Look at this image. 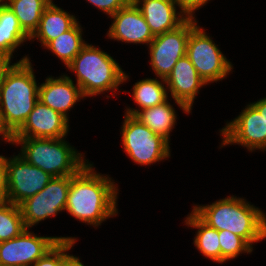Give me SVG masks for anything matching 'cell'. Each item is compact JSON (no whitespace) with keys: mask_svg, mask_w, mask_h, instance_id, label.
Listing matches in <instances>:
<instances>
[{"mask_svg":"<svg viewBox=\"0 0 266 266\" xmlns=\"http://www.w3.org/2000/svg\"><path fill=\"white\" fill-rule=\"evenodd\" d=\"M77 22L74 15L56 6L52 1L45 8L39 26L30 40L36 38L45 47L51 40L71 29Z\"/></svg>","mask_w":266,"mask_h":266,"instance_id":"obj_18","label":"cell"},{"mask_svg":"<svg viewBox=\"0 0 266 266\" xmlns=\"http://www.w3.org/2000/svg\"><path fill=\"white\" fill-rule=\"evenodd\" d=\"M7 1V2H6ZM5 4L18 19L22 30L31 37L37 30L45 8L52 0H6ZM9 1V2H8Z\"/></svg>","mask_w":266,"mask_h":266,"instance_id":"obj_23","label":"cell"},{"mask_svg":"<svg viewBox=\"0 0 266 266\" xmlns=\"http://www.w3.org/2000/svg\"><path fill=\"white\" fill-rule=\"evenodd\" d=\"M8 193L7 202L20 205L27 198L44 189L53 178L41 168L28 163L19 154L6 158Z\"/></svg>","mask_w":266,"mask_h":266,"instance_id":"obj_10","label":"cell"},{"mask_svg":"<svg viewBox=\"0 0 266 266\" xmlns=\"http://www.w3.org/2000/svg\"><path fill=\"white\" fill-rule=\"evenodd\" d=\"M26 228L13 239L0 242V266H32L61 239L72 237H39Z\"/></svg>","mask_w":266,"mask_h":266,"instance_id":"obj_11","label":"cell"},{"mask_svg":"<svg viewBox=\"0 0 266 266\" xmlns=\"http://www.w3.org/2000/svg\"><path fill=\"white\" fill-rule=\"evenodd\" d=\"M219 243L221 248V264L227 260L236 258L240 253H251L253 248L240 236L231 231H219Z\"/></svg>","mask_w":266,"mask_h":266,"instance_id":"obj_26","label":"cell"},{"mask_svg":"<svg viewBox=\"0 0 266 266\" xmlns=\"http://www.w3.org/2000/svg\"><path fill=\"white\" fill-rule=\"evenodd\" d=\"M0 136L2 137L3 140L14 144V134L6 126L1 111H0Z\"/></svg>","mask_w":266,"mask_h":266,"instance_id":"obj_32","label":"cell"},{"mask_svg":"<svg viewBox=\"0 0 266 266\" xmlns=\"http://www.w3.org/2000/svg\"><path fill=\"white\" fill-rule=\"evenodd\" d=\"M84 98L80 87L73 83V80L67 76L48 77L45 82L39 86L38 100L54 111L61 113L67 119L68 110H70L79 99Z\"/></svg>","mask_w":266,"mask_h":266,"instance_id":"obj_17","label":"cell"},{"mask_svg":"<svg viewBox=\"0 0 266 266\" xmlns=\"http://www.w3.org/2000/svg\"><path fill=\"white\" fill-rule=\"evenodd\" d=\"M131 0H87L110 17L125 7Z\"/></svg>","mask_w":266,"mask_h":266,"instance_id":"obj_28","label":"cell"},{"mask_svg":"<svg viewBox=\"0 0 266 266\" xmlns=\"http://www.w3.org/2000/svg\"><path fill=\"white\" fill-rule=\"evenodd\" d=\"M261 115L264 116L266 122V97L257 102L250 103Z\"/></svg>","mask_w":266,"mask_h":266,"instance_id":"obj_33","label":"cell"},{"mask_svg":"<svg viewBox=\"0 0 266 266\" xmlns=\"http://www.w3.org/2000/svg\"><path fill=\"white\" fill-rule=\"evenodd\" d=\"M71 176L53 177L40 192L27 198L19 206L26 228L66 209Z\"/></svg>","mask_w":266,"mask_h":266,"instance_id":"obj_9","label":"cell"},{"mask_svg":"<svg viewBox=\"0 0 266 266\" xmlns=\"http://www.w3.org/2000/svg\"><path fill=\"white\" fill-rule=\"evenodd\" d=\"M204 223L217 231L228 230L242 237L252 248L266 238V215L244 198L228 196L192 210Z\"/></svg>","mask_w":266,"mask_h":266,"instance_id":"obj_2","label":"cell"},{"mask_svg":"<svg viewBox=\"0 0 266 266\" xmlns=\"http://www.w3.org/2000/svg\"><path fill=\"white\" fill-rule=\"evenodd\" d=\"M63 266H84L80 259L77 256L69 254L65 259Z\"/></svg>","mask_w":266,"mask_h":266,"instance_id":"obj_34","label":"cell"},{"mask_svg":"<svg viewBox=\"0 0 266 266\" xmlns=\"http://www.w3.org/2000/svg\"><path fill=\"white\" fill-rule=\"evenodd\" d=\"M5 4L4 0H0V8Z\"/></svg>","mask_w":266,"mask_h":266,"instance_id":"obj_35","label":"cell"},{"mask_svg":"<svg viewBox=\"0 0 266 266\" xmlns=\"http://www.w3.org/2000/svg\"><path fill=\"white\" fill-rule=\"evenodd\" d=\"M186 56L207 84L224 79L233 69L231 62L197 23L190 30Z\"/></svg>","mask_w":266,"mask_h":266,"instance_id":"obj_7","label":"cell"},{"mask_svg":"<svg viewBox=\"0 0 266 266\" xmlns=\"http://www.w3.org/2000/svg\"><path fill=\"white\" fill-rule=\"evenodd\" d=\"M163 82V83H162ZM163 84H166L165 79L161 81L157 79H143L135 83L133 87V98L135 103L141 109H126V114L135 116L140 110L150 108L165 102L168 98L167 90Z\"/></svg>","mask_w":266,"mask_h":266,"instance_id":"obj_21","label":"cell"},{"mask_svg":"<svg viewBox=\"0 0 266 266\" xmlns=\"http://www.w3.org/2000/svg\"><path fill=\"white\" fill-rule=\"evenodd\" d=\"M69 119L37 101L14 138H63L69 129Z\"/></svg>","mask_w":266,"mask_h":266,"instance_id":"obj_13","label":"cell"},{"mask_svg":"<svg viewBox=\"0 0 266 266\" xmlns=\"http://www.w3.org/2000/svg\"><path fill=\"white\" fill-rule=\"evenodd\" d=\"M196 22L195 17L188 18L175 30L156 35L149 44L150 65L157 77L166 79L177 61L186 56L190 30Z\"/></svg>","mask_w":266,"mask_h":266,"instance_id":"obj_8","label":"cell"},{"mask_svg":"<svg viewBox=\"0 0 266 266\" xmlns=\"http://www.w3.org/2000/svg\"><path fill=\"white\" fill-rule=\"evenodd\" d=\"M27 39L30 37L22 30L17 17L4 4L0 8V51L12 57L15 49Z\"/></svg>","mask_w":266,"mask_h":266,"instance_id":"obj_22","label":"cell"},{"mask_svg":"<svg viewBox=\"0 0 266 266\" xmlns=\"http://www.w3.org/2000/svg\"><path fill=\"white\" fill-rule=\"evenodd\" d=\"M21 144V154L28 163L41 168L53 177L71 176L87 163L83 155L65 141L55 138H14Z\"/></svg>","mask_w":266,"mask_h":266,"instance_id":"obj_5","label":"cell"},{"mask_svg":"<svg viewBox=\"0 0 266 266\" xmlns=\"http://www.w3.org/2000/svg\"><path fill=\"white\" fill-rule=\"evenodd\" d=\"M222 146L240 144L249 151L266 150V122L251 104L220 130Z\"/></svg>","mask_w":266,"mask_h":266,"instance_id":"obj_12","label":"cell"},{"mask_svg":"<svg viewBox=\"0 0 266 266\" xmlns=\"http://www.w3.org/2000/svg\"><path fill=\"white\" fill-rule=\"evenodd\" d=\"M30 59L25 56L7 71L0 88V111L9 130L15 134L38 101L39 86Z\"/></svg>","mask_w":266,"mask_h":266,"instance_id":"obj_3","label":"cell"},{"mask_svg":"<svg viewBox=\"0 0 266 266\" xmlns=\"http://www.w3.org/2000/svg\"><path fill=\"white\" fill-rule=\"evenodd\" d=\"M80 26L77 22L71 29L51 40L45 46L62 60L66 67L87 44L82 38V28Z\"/></svg>","mask_w":266,"mask_h":266,"instance_id":"obj_24","label":"cell"},{"mask_svg":"<svg viewBox=\"0 0 266 266\" xmlns=\"http://www.w3.org/2000/svg\"><path fill=\"white\" fill-rule=\"evenodd\" d=\"M111 18L114 20L107 33L111 39L149 45L155 37L138 6L132 0Z\"/></svg>","mask_w":266,"mask_h":266,"instance_id":"obj_15","label":"cell"},{"mask_svg":"<svg viewBox=\"0 0 266 266\" xmlns=\"http://www.w3.org/2000/svg\"><path fill=\"white\" fill-rule=\"evenodd\" d=\"M77 239H61L50 251L38 259L32 266H63L64 259L69 255L70 250Z\"/></svg>","mask_w":266,"mask_h":266,"instance_id":"obj_27","label":"cell"},{"mask_svg":"<svg viewBox=\"0 0 266 266\" xmlns=\"http://www.w3.org/2000/svg\"><path fill=\"white\" fill-rule=\"evenodd\" d=\"M121 132L124 151L137 164L150 165L169 158V142L135 116L125 114Z\"/></svg>","mask_w":266,"mask_h":266,"instance_id":"obj_6","label":"cell"},{"mask_svg":"<svg viewBox=\"0 0 266 266\" xmlns=\"http://www.w3.org/2000/svg\"><path fill=\"white\" fill-rule=\"evenodd\" d=\"M132 1L138 6L154 36L175 30L189 18L182 11L176 12L174 0Z\"/></svg>","mask_w":266,"mask_h":266,"instance_id":"obj_16","label":"cell"},{"mask_svg":"<svg viewBox=\"0 0 266 266\" xmlns=\"http://www.w3.org/2000/svg\"><path fill=\"white\" fill-rule=\"evenodd\" d=\"M210 0H174L180 11L184 12L189 18H193L195 10L200 9Z\"/></svg>","mask_w":266,"mask_h":266,"instance_id":"obj_29","label":"cell"},{"mask_svg":"<svg viewBox=\"0 0 266 266\" xmlns=\"http://www.w3.org/2000/svg\"><path fill=\"white\" fill-rule=\"evenodd\" d=\"M25 229L20 206L10 202L0 203V242L15 238Z\"/></svg>","mask_w":266,"mask_h":266,"instance_id":"obj_25","label":"cell"},{"mask_svg":"<svg viewBox=\"0 0 266 266\" xmlns=\"http://www.w3.org/2000/svg\"><path fill=\"white\" fill-rule=\"evenodd\" d=\"M93 167L87 161L78 173L71 175L65 210L75 219L96 227L118 214V188L112 178L94 172Z\"/></svg>","mask_w":266,"mask_h":266,"instance_id":"obj_1","label":"cell"},{"mask_svg":"<svg viewBox=\"0 0 266 266\" xmlns=\"http://www.w3.org/2000/svg\"><path fill=\"white\" fill-rule=\"evenodd\" d=\"M67 68L77 76L84 97L118 90L128 79L119 64L104 51L86 44Z\"/></svg>","mask_w":266,"mask_h":266,"instance_id":"obj_4","label":"cell"},{"mask_svg":"<svg viewBox=\"0 0 266 266\" xmlns=\"http://www.w3.org/2000/svg\"><path fill=\"white\" fill-rule=\"evenodd\" d=\"M165 82L171 97L185 113L191 111L199 89L207 84L187 56L177 61Z\"/></svg>","mask_w":266,"mask_h":266,"instance_id":"obj_14","label":"cell"},{"mask_svg":"<svg viewBox=\"0 0 266 266\" xmlns=\"http://www.w3.org/2000/svg\"><path fill=\"white\" fill-rule=\"evenodd\" d=\"M11 58L9 55L0 51V88L3 84L4 77L7 71L13 66L11 64Z\"/></svg>","mask_w":266,"mask_h":266,"instance_id":"obj_31","label":"cell"},{"mask_svg":"<svg viewBox=\"0 0 266 266\" xmlns=\"http://www.w3.org/2000/svg\"><path fill=\"white\" fill-rule=\"evenodd\" d=\"M8 176L6 157L0 155V203L7 202Z\"/></svg>","mask_w":266,"mask_h":266,"instance_id":"obj_30","label":"cell"},{"mask_svg":"<svg viewBox=\"0 0 266 266\" xmlns=\"http://www.w3.org/2000/svg\"><path fill=\"white\" fill-rule=\"evenodd\" d=\"M186 225L197 230L194 238L195 247L203 256L221 264V248L219 243V231L209 227L193 211L185 220Z\"/></svg>","mask_w":266,"mask_h":266,"instance_id":"obj_20","label":"cell"},{"mask_svg":"<svg viewBox=\"0 0 266 266\" xmlns=\"http://www.w3.org/2000/svg\"><path fill=\"white\" fill-rule=\"evenodd\" d=\"M135 117L170 143L169 135L175 127L177 116L168 99L156 106L140 110Z\"/></svg>","mask_w":266,"mask_h":266,"instance_id":"obj_19","label":"cell"}]
</instances>
